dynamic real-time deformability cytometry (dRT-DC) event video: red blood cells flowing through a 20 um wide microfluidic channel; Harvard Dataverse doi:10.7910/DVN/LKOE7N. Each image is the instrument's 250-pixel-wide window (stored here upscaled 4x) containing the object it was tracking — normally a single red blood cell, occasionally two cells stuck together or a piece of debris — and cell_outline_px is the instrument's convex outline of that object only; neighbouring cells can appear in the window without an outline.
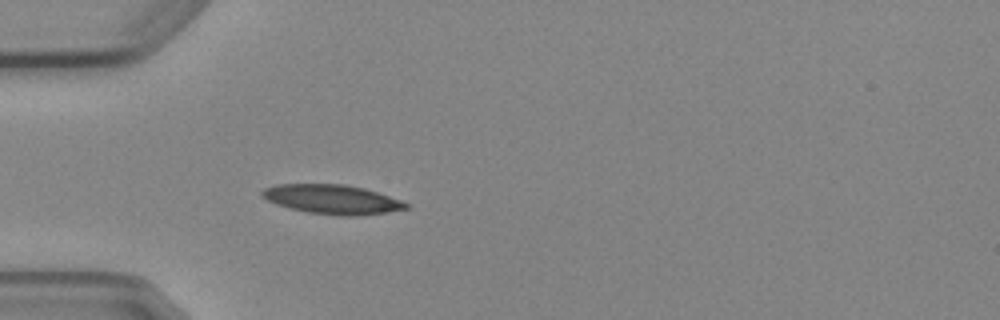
{"species": "Egyptian fruit bat (a non-hibernating species)", "species_latin": "Rousettus aegyptiacus", "temperature_condition": "cold", "stored_images_in_passage": 5, "camera_frame_rate_fps": 3000, "um_per_image_px": 0.085, "animal": {"sex": "female"}, "frame": {"image": 1, "passage_image": 5, "time_ms": 4.667, "image_size_px": [1000, 320], "cell_outline_px": [[408, 208], [388, 212], [360, 216], [340, 216], [308, 212], [276, 204], [260, 196], [260, 192], [264, 188], [276, 184], [344, 184], [364, 188], [400, 200], [408, 204]], "centroid_in_image_um": [28.21, 16.94], "position_along_channel_um": 56.8, "area_um2": 24.51}}